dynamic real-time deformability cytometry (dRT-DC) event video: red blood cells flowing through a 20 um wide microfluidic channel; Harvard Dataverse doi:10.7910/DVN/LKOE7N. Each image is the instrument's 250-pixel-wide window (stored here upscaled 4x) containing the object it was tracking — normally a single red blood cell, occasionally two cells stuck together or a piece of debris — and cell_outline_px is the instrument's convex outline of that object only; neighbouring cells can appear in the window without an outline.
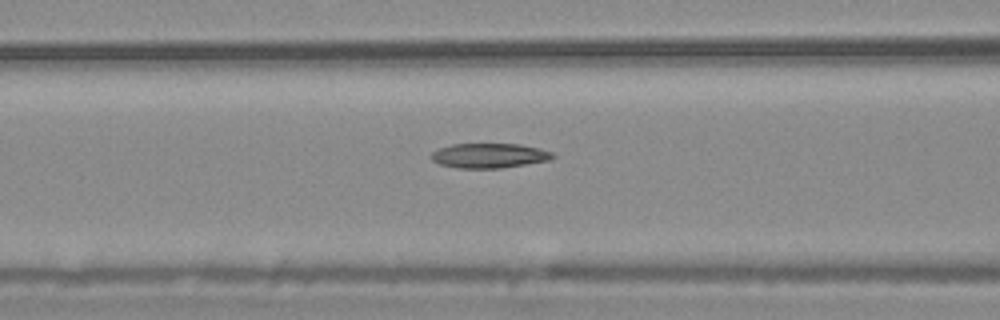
{"species": "common noctule bat (a hibernating species)", "species_latin": "Nyctalus noctula", "temperature_condition": "warm", "stored_images_in_passage": 56, "camera_frame_rate_fps": 3000, "um_per_image_px": 0.085, "animal": {"sex": "male", "body_mass_g": 20.4}, "frame": {"image": 1, "passage_image": 23, "time_ms": 7.333, "image_size_px": [1000, 320], "cell_outline_px": [[556, 156], [548, 160], [500, 168], [456, 168], [440, 164], [432, 160], [428, 156], [432, 152], [440, 148], [452, 144], [520, 144], [540, 148], [552, 152]], "centroid_in_image_um": [41.55, 13.22], "position_along_channel_um": 125.0, "area_um2": 17.46}}
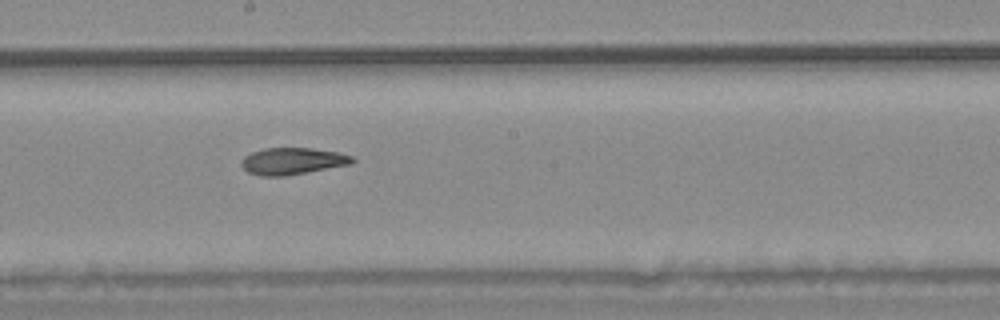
{"frame": {"image": 2, "passage_image": 31, "time_ms": 10.0, "image_size_px": [1000, 320], "cell_outline_px": [[356, 160], [352, 164], [284, 176], [260, 176], [248, 172], [240, 164], [240, 160], [244, 156], [252, 152], [264, 148], [312, 148], [336, 152], [352, 156]], "centroid_in_image_um": [24.84, 13.69], "position_along_channel_um": 223.4, "area_um2": 17.34}}
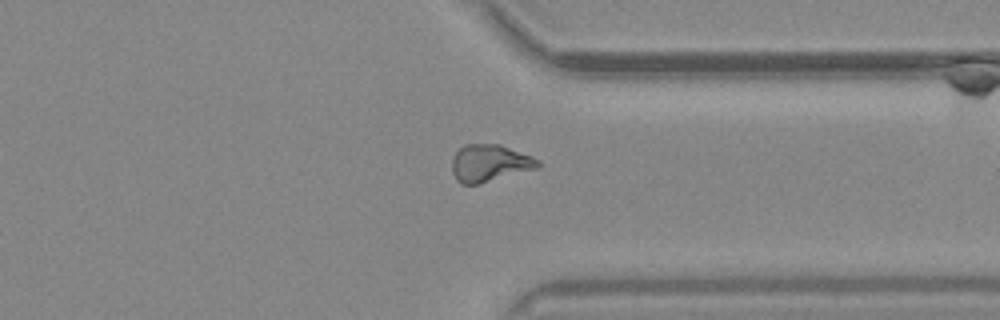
{"frame": {"image": 3, "passage_image": 43, "time_ms": 14.0, "image_size_px": [1000, 320], "cell_outline_px": [[540, 168], [480, 184], [460, 184], [456, 180], [452, 172], [452, 160], [456, 152], [464, 144], [500, 144], [532, 156], [540, 160]], "centroid_in_image_um": [41.64, 13.88], "position_along_channel_um": 369.8, "area_um2": 18.9}, "authors_computed_cell_mechanics": {"area_um2": 18.6694, "velocity_mm_per_s": 3.6954, "shape_relaxation_time_tau1_ms": null, "shape_relaxation_time_tau2_ms": 8.7835, "deformation_change_tau1": null, "deformation_change_tau2": 0.1724}}